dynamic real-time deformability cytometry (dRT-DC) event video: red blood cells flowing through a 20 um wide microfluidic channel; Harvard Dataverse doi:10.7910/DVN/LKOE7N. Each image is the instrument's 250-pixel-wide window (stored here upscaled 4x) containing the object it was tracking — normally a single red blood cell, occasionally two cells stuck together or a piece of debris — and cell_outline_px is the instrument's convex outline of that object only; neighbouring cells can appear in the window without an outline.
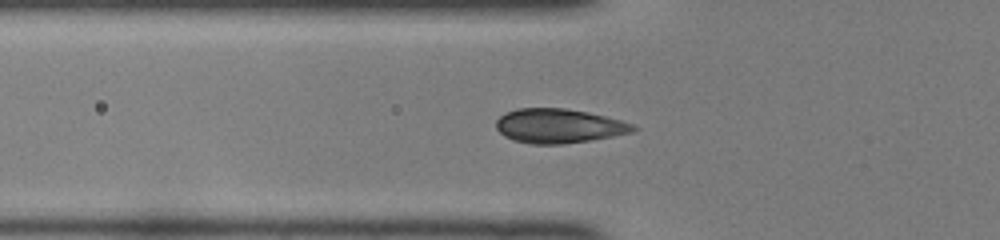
{"species": "common noctule bat (a hibernating species)", "species_latin": "Nyctalus noctula", "temperature_condition": "room temperature", "stored_images_in_passage": 48, "segment_of_instrument_passage": [1, 2], "camera_frame_rate_fps": 3000, "um_per_image_px": 0.085, "animal": {"sex": "female", "body_mass_g": 22.0, "forearm_length_mm": 56.7}, "frame": {"image": 1, "passage_image": 15, "time_ms": 4.667, "image_size_px": [1000, 240], "cell_outline_px": [[640, 128], [632, 132], [612, 136], [588, 140], [560, 144], [532, 144], [512, 140], [504, 136], [496, 128], [496, 120], [504, 112], [516, 108], [564, 108], [588, 112], [620, 120], [632, 124]], "centroid_in_image_um": [47.45, 10.69], "position_along_channel_um": 78.3, "area_um2": 27.34}}
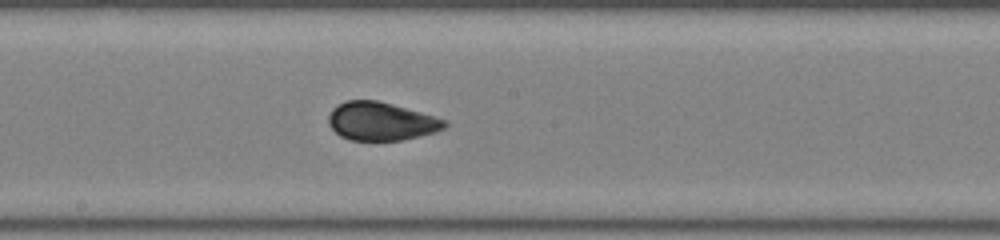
{"frame": {"image": 2, "passage_image": 25, "time_ms": 8.0, "image_size_px": [1000, 240], "cell_outline_px": [[448, 124], [444, 128], [436, 132], [400, 140], [348, 140], [340, 136], [328, 124], [328, 116], [332, 108], [336, 104], [344, 100], [376, 100], [392, 104], [448, 120]], "centroid_in_image_um": [32.36, 10.3], "position_along_channel_um": 215.8, "area_um2": 25.95}}
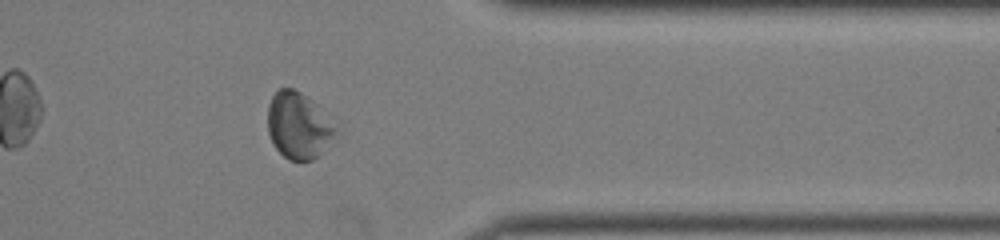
{"frame": {"image": 3, "passage_image": 38, "time_ms": 12.333, "image_size_px": [1000, 240], "cell_outline_px": [[336, 140], [312, 160], [288, 160], [272, 144], [268, 132], [268, 104], [272, 96], [280, 88], [292, 88], [308, 96], [316, 104], [332, 128]], "centroid_in_image_um": [25.31, 10.69], "position_along_channel_um": 386.1, "area_um2": 25.78}}